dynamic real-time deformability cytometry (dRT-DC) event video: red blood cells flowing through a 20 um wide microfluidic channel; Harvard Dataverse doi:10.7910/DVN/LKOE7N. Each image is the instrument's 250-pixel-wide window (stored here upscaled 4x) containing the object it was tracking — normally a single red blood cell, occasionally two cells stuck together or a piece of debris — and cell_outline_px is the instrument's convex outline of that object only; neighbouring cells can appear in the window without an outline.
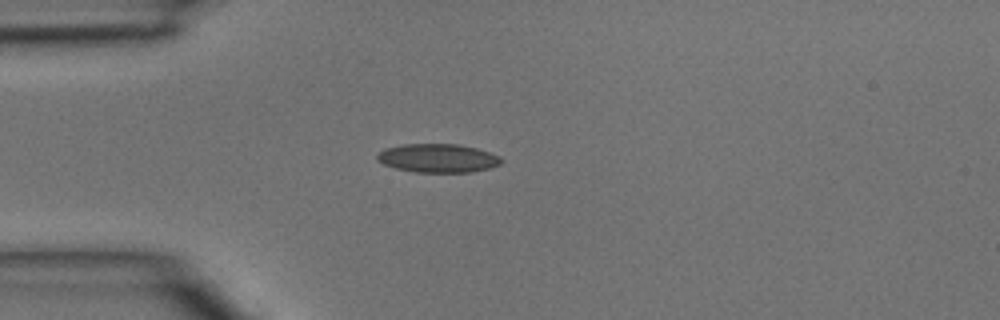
{"species": "common noctule bat (a hibernating species)", "species_latin": "Nyctalus noctula", "temperature_condition": "room temperature", "stored_images_in_passage": 2, "camera_frame_rate_fps": 3000, "um_per_image_px": 0.085, "animal": {"sex": "male", "body_mass_g": 15.6}, "frame": {"image": 1, "passage_image": 2, "time_ms": 0.333, "image_size_px": [1000, 320], "cell_outline_px": [[504, 160], [500, 164], [488, 168], [472, 172], [416, 172], [396, 168], [384, 164], [376, 156], [384, 148], [404, 144], [456, 144], [476, 148], [500, 156]], "centroid_in_image_um": [37.24, 13.44], "position_along_channel_um": 47.8, "area_um2": 20.52}}